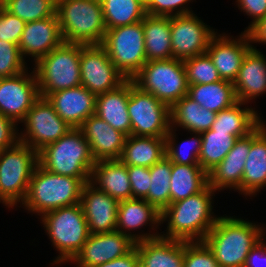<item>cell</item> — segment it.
<instances>
[{
	"label": "cell",
	"mask_w": 266,
	"mask_h": 267,
	"mask_svg": "<svg viewBox=\"0 0 266 267\" xmlns=\"http://www.w3.org/2000/svg\"><path fill=\"white\" fill-rule=\"evenodd\" d=\"M207 185L201 192L169 204L161 213V237L186 242L204 241L220 215L214 213L215 195ZM214 199V200H213Z\"/></svg>",
	"instance_id": "1"
},
{
	"label": "cell",
	"mask_w": 266,
	"mask_h": 267,
	"mask_svg": "<svg viewBox=\"0 0 266 267\" xmlns=\"http://www.w3.org/2000/svg\"><path fill=\"white\" fill-rule=\"evenodd\" d=\"M220 215L204 242L220 267H243L250 250L266 235V224Z\"/></svg>",
	"instance_id": "2"
},
{
	"label": "cell",
	"mask_w": 266,
	"mask_h": 267,
	"mask_svg": "<svg viewBox=\"0 0 266 267\" xmlns=\"http://www.w3.org/2000/svg\"><path fill=\"white\" fill-rule=\"evenodd\" d=\"M87 182H90V178L55 174L38 163L30 179L26 198L18 207L39 218L46 212L78 204Z\"/></svg>",
	"instance_id": "3"
},
{
	"label": "cell",
	"mask_w": 266,
	"mask_h": 267,
	"mask_svg": "<svg viewBox=\"0 0 266 267\" xmlns=\"http://www.w3.org/2000/svg\"><path fill=\"white\" fill-rule=\"evenodd\" d=\"M58 252L49 265L68 264L80 251L89 236L88 224L81 203L46 212L38 218Z\"/></svg>",
	"instance_id": "4"
},
{
	"label": "cell",
	"mask_w": 266,
	"mask_h": 267,
	"mask_svg": "<svg viewBox=\"0 0 266 267\" xmlns=\"http://www.w3.org/2000/svg\"><path fill=\"white\" fill-rule=\"evenodd\" d=\"M56 15L64 42L102 44L106 25L100 0H60Z\"/></svg>",
	"instance_id": "5"
},
{
	"label": "cell",
	"mask_w": 266,
	"mask_h": 267,
	"mask_svg": "<svg viewBox=\"0 0 266 267\" xmlns=\"http://www.w3.org/2000/svg\"><path fill=\"white\" fill-rule=\"evenodd\" d=\"M38 163L55 174L90 178L95 160L82 130L72 128L59 140L38 152Z\"/></svg>",
	"instance_id": "6"
},
{
	"label": "cell",
	"mask_w": 266,
	"mask_h": 267,
	"mask_svg": "<svg viewBox=\"0 0 266 267\" xmlns=\"http://www.w3.org/2000/svg\"><path fill=\"white\" fill-rule=\"evenodd\" d=\"M37 165L38 152L20 141L0 152V204L8 210L21 205Z\"/></svg>",
	"instance_id": "7"
},
{
	"label": "cell",
	"mask_w": 266,
	"mask_h": 267,
	"mask_svg": "<svg viewBox=\"0 0 266 267\" xmlns=\"http://www.w3.org/2000/svg\"><path fill=\"white\" fill-rule=\"evenodd\" d=\"M32 66L41 97L78 87L81 85L80 44L63 42Z\"/></svg>",
	"instance_id": "8"
},
{
	"label": "cell",
	"mask_w": 266,
	"mask_h": 267,
	"mask_svg": "<svg viewBox=\"0 0 266 267\" xmlns=\"http://www.w3.org/2000/svg\"><path fill=\"white\" fill-rule=\"evenodd\" d=\"M132 80L170 108L188 94L184 63L179 59L148 61Z\"/></svg>",
	"instance_id": "9"
},
{
	"label": "cell",
	"mask_w": 266,
	"mask_h": 267,
	"mask_svg": "<svg viewBox=\"0 0 266 267\" xmlns=\"http://www.w3.org/2000/svg\"><path fill=\"white\" fill-rule=\"evenodd\" d=\"M101 45L126 80H132L147 62L142 21L106 30Z\"/></svg>",
	"instance_id": "10"
},
{
	"label": "cell",
	"mask_w": 266,
	"mask_h": 267,
	"mask_svg": "<svg viewBox=\"0 0 266 267\" xmlns=\"http://www.w3.org/2000/svg\"><path fill=\"white\" fill-rule=\"evenodd\" d=\"M131 135L165 138L171 128L170 107L130 80L127 106Z\"/></svg>",
	"instance_id": "11"
},
{
	"label": "cell",
	"mask_w": 266,
	"mask_h": 267,
	"mask_svg": "<svg viewBox=\"0 0 266 267\" xmlns=\"http://www.w3.org/2000/svg\"><path fill=\"white\" fill-rule=\"evenodd\" d=\"M23 123V124H22ZM19 125V141L39 152L72 128L58 116L47 98L39 97Z\"/></svg>",
	"instance_id": "12"
},
{
	"label": "cell",
	"mask_w": 266,
	"mask_h": 267,
	"mask_svg": "<svg viewBox=\"0 0 266 267\" xmlns=\"http://www.w3.org/2000/svg\"><path fill=\"white\" fill-rule=\"evenodd\" d=\"M81 85L96 96L118 88L126 78L101 44H80Z\"/></svg>",
	"instance_id": "13"
},
{
	"label": "cell",
	"mask_w": 266,
	"mask_h": 267,
	"mask_svg": "<svg viewBox=\"0 0 266 267\" xmlns=\"http://www.w3.org/2000/svg\"><path fill=\"white\" fill-rule=\"evenodd\" d=\"M196 12L171 16L173 58L185 59L206 53L212 38L218 33L207 25ZM216 30V31H215Z\"/></svg>",
	"instance_id": "14"
},
{
	"label": "cell",
	"mask_w": 266,
	"mask_h": 267,
	"mask_svg": "<svg viewBox=\"0 0 266 267\" xmlns=\"http://www.w3.org/2000/svg\"><path fill=\"white\" fill-rule=\"evenodd\" d=\"M27 69L18 75L0 78V114L18 126L40 97L34 70Z\"/></svg>",
	"instance_id": "15"
},
{
	"label": "cell",
	"mask_w": 266,
	"mask_h": 267,
	"mask_svg": "<svg viewBox=\"0 0 266 267\" xmlns=\"http://www.w3.org/2000/svg\"><path fill=\"white\" fill-rule=\"evenodd\" d=\"M147 226L150 231L145 232L143 229ZM161 226V212L145 199L119 201L116 231L129 236L135 243L159 237Z\"/></svg>",
	"instance_id": "16"
},
{
	"label": "cell",
	"mask_w": 266,
	"mask_h": 267,
	"mask_svg": "<svg viewBox=\"0 0 266 267\" xmlns=\"http://www.w3.org/2000/svg\"><path fill=\"white\" fill-rule=\"evenodd\" d=\"M266 128L263 121L249 135L238 138L224 159L208 173V185L217 192L237 191L241 195L244 166L251 142ZM228 189V190H227Z\"/></svg>",
	"instance_id": "17"
},
{
	"label": "cell",
	"mask_w": 266,
	"mask_h": 267,
	"mask_svg": "<svg viewBox=\"0 0 266 267\" xmlns=\"http://www.w3.org/2000/svg\"><path fill=\"white\" fill-rule=\"evenodd\" d=\"M135 244L129 236L116 230L89 234L87 241L68 264H74L76 267H94L123 257L135 248Z\"/></svg>",
	"instance_id": "18"
},
{
	"label": "cell",
	"mask_w": 266,
	"mask_h": 267,
	"mask_svg": "<svg viewBox=\"0 0 266 267\" xmlns=\"http://www.w3.org/2000/svg\"><path fill=\"white\" fill-rule=\"evenodd\" d=\"M251 49L245 31L237 36L218 32L211 40L206 53L215 65L222 80L233 83L246 53Z\"/></svg>",
	"instance_id": "19"
},
{
	"label": "cell",
	"mask_w": 266,
	"mask_h": 267,
	"mask_svg": "<svg viewBox=\"0 0 266 267\" xmlns=\"http://www.w3.org/2000/svg\"><path fill=\"white\" fill-rule=\"evenodd\" d=\"M63 42L58 18L54 15L26 23L18 47L24 60L31 59V64H35Z\"/></svg>",
	"instance_id": "20"
},
{
	"label": "cell",
	"mask_w": 266,
	"mask_h": 267,
	"mask_svg": "<svg viewBox=\"0 0 266 267\" xmlns=\"http://www.w3.org/2000/svg\"><path fill=\"white\" fill-rule=\"evenodd\" d=\"M80 203L90 234L116 230L118 200L87 182L83 186Z\"/></svg>",
	"instance_id": "21"
},
{
	"label": "cell",
	"mask_w": 266,
	"mask_h": 267,
	"mask_svg": "<svg viewBox=\"0 0 266 267\" xmlns=\"http://www.w3.org/2000/svg\"><path fill=\"white\" fill-rule=\"evenodd\" d=\"M46 98L71 128H80L86 119L95 115L96 95L83 85L51 93Z\"/></svg>",
	"instance_id": "22"
},
{
	"label": "cell",
	"mask_w": 266,
	"mask_h": 267,
	"mask_svg": "<svg viewBox=\"0 0 266 267\" xmlns=\"http://www.w3.org/2000/svg\"><path fill=\"white\" fill-rule=\"evenodd\" d=\"M237 101L252 104L266 95V55L258 49H250L233 82Z\"/></svg>",
	"instance_id": "23"
},
{
	"label": "cell",
	"mask_w": 266,
	"mask_h": 267,
	"mask_svg": "<svg viewBox=\"0 0 266 267\" xmlns=\"http://www.w3.org/2000/svg\"><path fill=\"white\" fill-rule=\"evenodd\" d=\"M80 129L95 161L120 159L127 138L124 133L113 129L96 115L86 119Z\"/></svg>",
	"instance_id": "24"
},
{
	"label": "cell",
	"mask_w": 266,
	"mask_h": 267,
	"mask_svg": "<svg viewBox=\"0 0 266 267\" xmlns=\"http://www.w3.org/2000/svg\"><path fill=\"white\" fill-rule=\"evenodd\" d=\"M135 247L140 267H184V241L159 236Z\"/></svg>",
	"instance_id": "25"
},
{
	"label": "cell",
	"mask_w": 266,
	"mask_h": 267,
	"mask_svg": "<svg viewBox=\"0 0 266 267\" xmlns=\"http://www.w3.org/2000/svg\"><path fill=\"white\" fill-rule=\"evenodd\" d=\"M130 94V80L118 88L96 96L95 115L107 122L113 129L131 135V121L127 106Z\"/></svg>",
	"instance_id": "26"
},
{
	"label": "cell",
	"mask_w": 266,
	"mask_h": 267,
	"mask_svg": "<svg viewBox=\"0 0 266 267\" xmlns=\"http://www.w3.org/2000/svg\"><path fill=\"white\" fill-rule=\"evenodd\" d=\"M90 183L118 201L132 198L127 166L120 160L95 161Z\"/></svg>",
	"instance_id": "27"
},
{
	"label": "cell",
	"mask_w": 266,
	"mask_h": 267,
	"mask_svg": "<svg viewBox=\"0 0 266 267\" xmlns=\"http://www.w3.org/2000/svg\"><path fill=\"white\" fill-rule=\"evenodd\" d=\"M258 107L237 101L231 107L216 113L211 129L213 131L229 132L237 139L253 132L265 119L259 113Z\"/></svg>",
	"instance_id": "28"
},
{
	"label": "cell",
	"mask_w": 266,
	"mask_h": 267,
	"mask_svg": "<svg viewBox=\"0 0 266 267\" xmlns=\"http://www.w3.org/2000/svg\"><path fill=\"white\" fill-rule=\"evenodd\" d=\"M263 189H266V128L251 142L244 166L241 195L253 199Z\"/></svg>",
	"instance_id": "29"
},
{
	"label": "cell",
	"mask_w": 266,
	"mask_h": 267,
	"mask_svg": "<svg viewBox=\"0 0 266 267\" xmlns=\"http://www.w3.org/2000/svg\"><path fill=\"white\" fill-rule=\"evenodd\" d=\"M142 24L147 62L172 59L171 17L146 15Z\"/></svg>",
	"instance_id": "30"
},
{
	"label": "cell",
	"mask_w": 266,
	"mask_h": 267,
	"mask_svg": "<svg viewBox=\"0 0 266 267\" xmlns=\"http://www.w3.org/2000/svg\"><path fill=\"white\" fill-rule=\"evenodd\" d=\"M170 116L171 128L202 133L211 129L216 113L200 106L186 95L170 108Z\"/></svg>",
	"instance_id": "31"
},
{
	"label": "cell",
	"mask_w": 266,
	"mask_h": 267,
	"mask_svg": "<svg viewBox=\"0 0 266 267\" xmlns=\"http://www.w3.org/2000/svg\"><path fill=\"white\" fill-rule=\"evenodd\" d=\"M166 157L165 138L130 135L120 161L126 166L151 167Z\"/></svg>",
	"instance_id": "32"
},
{
	"label": "cell",
	"mask_w": 266,
	"mask_h": 267,
	"mask_svg": "<svg viewBox=\"0 0 266 267\" xmlns=\"http://www.w3.org/2000/svg\"><path fill=\"white\" fill-rule=\"evenodd\" d=\"M187 96L214 113L229 108L237 102L234 85L226 80L209 84L188 85Z\"/></svg>",
	"instance_id": "33"
},
{
	"label": "cell",
	"mask_w": 266,
	"mask_h": 267,
	"mask_svg": "<svg viewBox=\"0 0 266 267\" xmlns=\"http://www.w3.org/2000/svg\"><path fill=\"white\" fill-rule=\"evenodd\" d=\"M208 185V174L200 165L172 163L170 204L201 192Z\"/></svg>",
	"instance_id": "34"
},
{
	"label": "cell",
	"mask_w": 266,
	"mask_h": 267,
	"mask_svg": "<svg viewBox=\"0 0 266 267\" xmlns=\"http://www.w3.org/2000/svg\"><path fill=\"white\" fill-rule=\"evenodd\" d=\"M106 30L142 21L147 15L145 0H100Z\"/></svg>",
	"instance_id": "35"
},
{
	"label": "cell",
	"mask_w": 266,
	"mask_h": 267,
	"mask_svg": "<svg viewBox=\"0 0 266 267\" xmlns=\"http://www.w3.org/2000/svg\"><path fill=\"white\" fill-rule=\"evenodd\" d=\"M201 151L199 163L208 174L213 170L233 148L237 138L229 132L206 130L201 133Z\"/></svg>",
	"instance_id": "36"
},
{
	"label": "cell",
	"mask_w": 266,
	"mask_h": 267,
	"mask_svg": "<svg viewBox=\"0 0 266 267\" xmlns=\"http://www.w3.org/2000/svg\"><path fill=\"white\" fill-rule=\"evenodd\" d=\"M178 131L175 128H170L165 137L166 157L171 163L182 165H200L199 154L201 151L202 136L201 133L187 132L191 136L183 141H178Z\"/></svg>",
	"instance_id": "37"
},
{
	"label": "cell",
	"mask_w": 266,
	"mask_h": 267,
	"mask_svg": "<svg viewBox=\"0 0 266 267\" xmlns=\"http://www.w3.org/2000/svg\"><path fill=\"white\" fill-rule=\"evenodd\" d=\"M149 171L152 184L144 199L162 213L170 204L172 163L164 157L160 162L149 167Z\"/></svg>",
	"instance_id": "38"
},
{
	"label": "cell",
	"mask_w": 266,
	"mask_h": 267,
	"mask_svg": "<svg viewBox=\"0 0 266 267\" xmlns=\"http://www.w3.org/2000/svg\"><path fill=\"white\" fill-rule=\"evenodd\" d=\"M2 6L25 23L56 15V0H2Z\"/></svg>",
	"instance_id": "39"
},
{
	"label": "cell",
	"mask_w": 266,
	"mask_h": 267,
	"mask_svg": "<svg viewBox=\"0 0 266 267\" xmlns=\"http://www.w3.org/2000/svg\"><path fill=\"white\" fill-rule=\"evenodd\" d=\"M188 85L218 82L221 77L207 53L183 61Z\"/></svg>",
	"instance_id": "40"
},
{
	"label": "cell",
	"mask_w": 266,
	"mask_h": 267,
	"mask_svg": "<svg viewBox=\"0 0 266 267\" xmlns=\"http://www.w3.org/2000/svg\"><path fill=\"white\" fill-rule=\"evenodd\" d=\"M28 66L17 44L0 40V78L18 75Z\"/></svg>",
	"instance_id": "41"
},
{
	"label": "cell",
	"mask_w": 266,
	"mask_h": 267,
	"mask_svg": "<svg viewBox=\"0 0 266 267\" xmlns=\"http://www.w3.org/2000/svg\"><path fill=\"white\" fill-rule=\"evenodd\" d=\"M184 267H220L204 241H184Z\"/></svg>",
	"instance_id": "42"
},
{
	"label": "cell",
	"mask_w": 266,
	"mask_h": 267,
	"mask_svg": "<svg viewBox=\"0 0 266 267\" xmlns=\"http://www.w3.org/2000/svg\"><path fill=\"white\" fill-rule=\"evenodd\" d=\"M196 0H145L146 14L171 17L194 13L190 3Z\"/></svg>",
	"instance_id": "43"
},
{
	"label": "cell",
	"mask_w": 266,
	"mask_h": 267,
	"mask_svg": "<svg viewBox=\"0 0 266 267\" xmlns=\"http://www.w3.org/2000/svg\"><path fill=\"white\" fill-rule=\"evenodd\" d=\"M25 22L12 15L3 6L0 8V40L19 44Z\"/></svg>",
	"instance_id": "44"
},
{
	"label": "cell",
	"mask_w": 266,
	"mask_h": 267,
	"mask_svg": "<svg viewBox=\"0 0 266 267\" xmlns=\"http://www.w3.org/2000/svg\"><path fill=\"white\" fill-rule=\"evenodd\" d=\"M127 171L131 183L132 198L144 199L152 184L149 167L127 166Z\"/></svg>",
	"instance_id": "45"
},
{
	"label": "cell",
	"mask_w": 266,
	"mask_h": 267,
	"mask_svg": "<svg viewBox=\"0 0 266 267\" xmlns=\"http://www.w3.org/2000/svg\"><path fill=\"white\" fill-rule=\"evenodd\" d=\"M235 6L240 12L250 18L251 21L248 26L244 28L246 31L257 20L266 16V0H235Z\"/></svg>",
	"instance_id": "46"
},
{
	"label": "cell",
	"mask_w": 266,
	"mask_h": 267,
	"mask_svg": "<svg viewBox=\"0 0 266 267\" xmlns=\"http://www.w3.org/2000/svg\"><path fill=\"white\" fill-rule=\"evenodd\" d=\"M19 141V126L10 118L0 114V152Z\"/></svg>",
	"instance_id": "47"
},
{
	"label": "cell",
	"mask_w": 266,
	"mask_h": 267,
	"mask_svg": "<svg viewBox=\"0 0 266 267\" xmlns=\"http://www.w3.org/2000/svg\"><path fill=\"white\" fill-rule=\"evenodd\" d=\"M243 267H266V235L250 250Z\"/></svg>",
	"instance_id": "48"
},
{
	"label": "cell",
	"mask_w": 266,
	"mask_h": 267,
	"mask_svg": "<svg viewBox=\"0 0 266 267\" xmlns=\"http://www.w3.org/2000/svg\"><path fill=\"white\" fill-rule=\"evenodd\" d=\"M245 32L252 49H257V44L266 45V16L257 20Z\"/></svg>",
	"instance_id": "49"
},
{
	"label": "cell",
	"mask_w": 266,
	"mask_h": 267,
	"mask_svg": "<svg viewBox=\"0 0 266 267\" xmlns=\"http://www.w3.org/2000/svg\"><path fill=\"white\" fill-rule=\"evenodd\" d=\"M94 267H140L139 255L135 247L131 252L124 255L123 257L114 259L112 261Z\"/></svg>",
	"instance_id": "50"
}]
</instances>
